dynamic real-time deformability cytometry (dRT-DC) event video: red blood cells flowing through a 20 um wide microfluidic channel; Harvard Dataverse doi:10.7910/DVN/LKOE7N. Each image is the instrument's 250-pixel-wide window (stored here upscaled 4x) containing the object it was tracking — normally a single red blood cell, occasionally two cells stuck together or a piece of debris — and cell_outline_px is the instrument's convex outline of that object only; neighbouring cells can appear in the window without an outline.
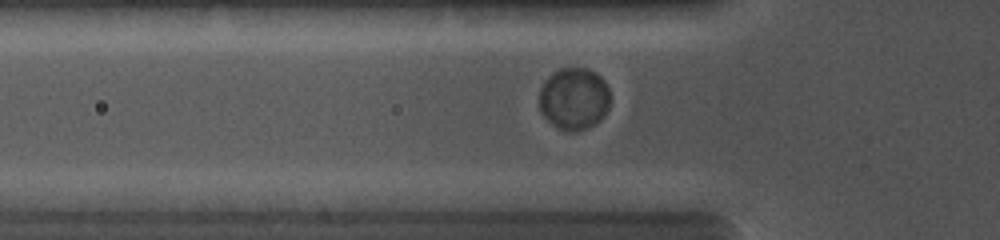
{"species": "common noctule bat (a hibernating species)", "species_latin": "Nyctalus noctula", "temperature_condition": "cold", "stored_images_in_passage": 41, "camera_frame_rate_fps": 5000, "um_per_image_px": 0.085, "animal": {"sex": "female", "body_mass_g": 19.0, "forearm_length_mm": 56.7}, "frame": {"image": 1, "passage_image": 13, "time_ms": 4.6, "image_size_px": [1000, 240], "cell_outline_px": [[608, 108], [604, 116], [600, 120], [576, 132], [568, 132], [556, 128], [540, 112], [540, 88], [544, 80], [548, 76], [560, 68], [588, 68], [596, 72], [604, 80], [608, 88]], "centroid_in_image_um": [48.77, 8.38], "position_along_channel_um": 77.0, "area_um2": 25.72}}
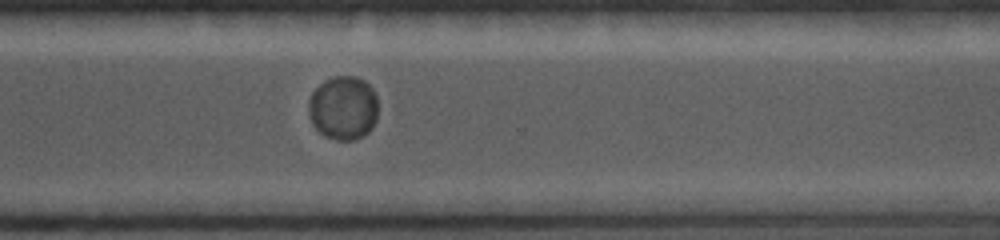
{"frame": {"image": 2, "passage_image": 31, "time_ms": 10.6, "image_size_px": [1000, 240], "cell_outline_px": [[376, 120], [372, 128], [364, 136], [352, 140], [336, 140], [324, 136], [312, 124], [308, 108], [308, 100], [312, 92], [324, 80], [332, 76], [356, 76], [364, 80], [372, 88], [376, 96]], "centroid_in_image_um": [29.16, 9.17], "position_along_channel_um": 341.4, "area_um2": 26.01}}
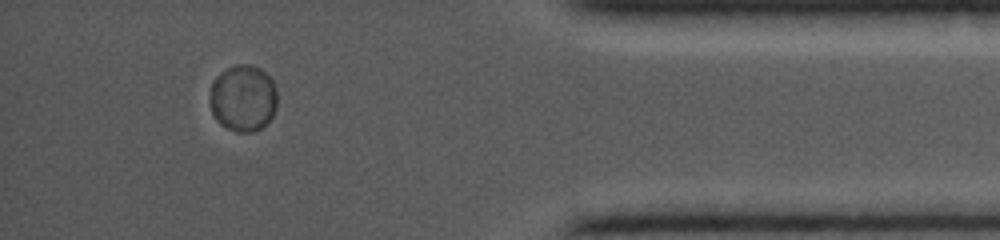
{"frame": {"image": 3, "passage_image": 37, "time_ms": 12.8, "image_size_px": [1000, 240], "cell_outline_px": [[276, 108], [272, 116], [260, 128], [252, 132], [236, 132], [220, 124], [216, 120], [212, 112], [208, 100], [212, 80], [220, 72], [236, 64], [252, 64], [260, 68], [272, 80], [276, 88]], "centroid_in_image_um": [20.63, 8.33], "position_along_channel_um": 414.6, "area_um2": 26.41}}